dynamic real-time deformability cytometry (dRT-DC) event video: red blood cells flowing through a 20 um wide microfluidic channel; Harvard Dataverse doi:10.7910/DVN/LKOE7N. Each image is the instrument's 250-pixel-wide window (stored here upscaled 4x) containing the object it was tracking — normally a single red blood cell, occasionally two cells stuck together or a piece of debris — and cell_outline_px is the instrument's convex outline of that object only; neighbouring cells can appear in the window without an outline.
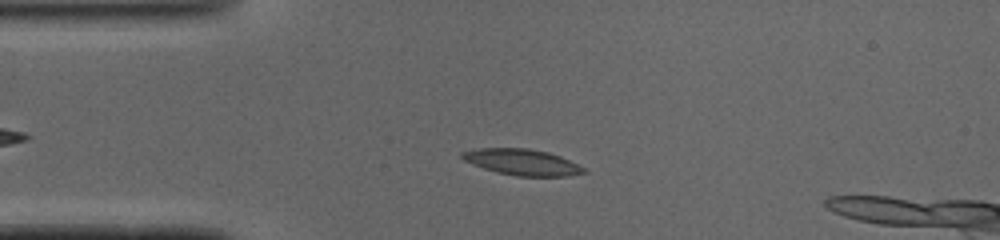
{"species": "common noctule bat (a hibernating species)", "species_latin": "Nyctalus noctula", "temperature_condition": "cold", "stored_images_in_passage": 33, "camera_frame_rate_fps": 3000, "um_per_image_px": 0.085, "animal": {"sex": "male", "body_mass_g": 19.0, "forearm_length_mm": 50.8}, "frame": {"image": 1, "passage_image": 2, "time_ms": 0.333, "image_size_px": [1000, 240], "cell_outline_px": [[588, 172], [568, 176], [516, 176], [496, 172], [472, 164], [464, 160], [460, 156], [460, 152], [480, 148], [528, 148], [548, 152], [560, 156], [584, 168]], "centroid_in_image_um": [44.36, 13.78], "position_along_channel_um": 40.6, "area_um2": 18.44}}
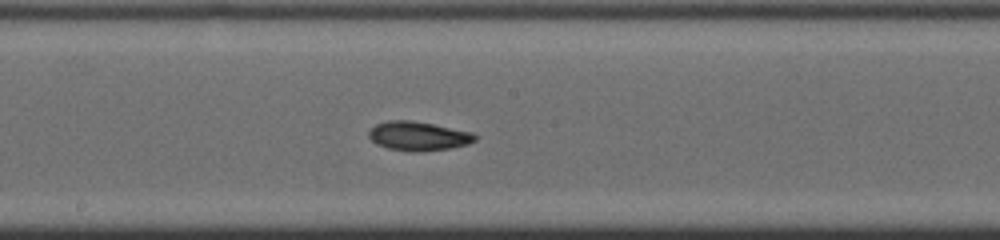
{"frame": {"image": 2, "passage_image": 16, "time_ms": 5.0, "image_size_px": [1000, 240], "cell_outline_px": [[476, 140], [468, 144], [452, 148], [420, 152], [408, 152], [388, 148], [376, 144], [368, 136], [368, 132], [376, 124], [388, 120], [412, 120], [472, 132], [476, 136]], "centroid_in_image_um": [35.54, 11.57], "position_along_channel_um": 212.7, "area_um2": 18.09}}
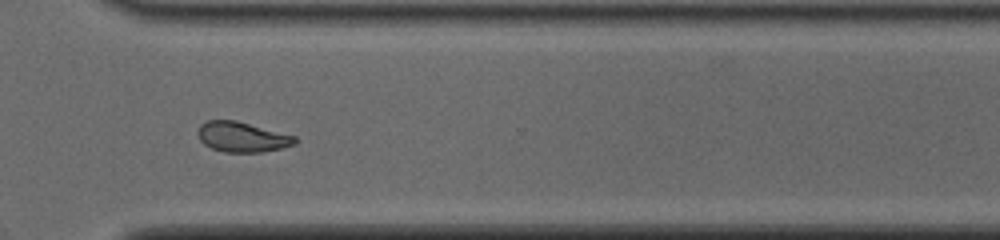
{"frame": {"image": 3, "passage_image": 26, "time_ms": 8.333, "image_size_px": [1000, 240], "cell_outline_px": [[296, 144], [280, 148], [260, 152], [224, 152], [212, 148], [204, 144], [200, 140], [196, 132], [200, 124], [208, 120], [236, 120], [296, 136]], "centroid_in_image_um": [20.55, 11.63], "position_along_channel_um": 350.0, "area_um2": 17.05}, "authors_computed_cell_mechanics": {"area_um2": 17.5712, "velocity_mm_per_s": 4.0977, "shape_relaxation_time_tau1_ms": 6.7885, "shape_relaxation_time_tau2_ms": 8.8125, "deformation_change_tau1": 0.1975, "deformation_change_tau2": 0.1683}}